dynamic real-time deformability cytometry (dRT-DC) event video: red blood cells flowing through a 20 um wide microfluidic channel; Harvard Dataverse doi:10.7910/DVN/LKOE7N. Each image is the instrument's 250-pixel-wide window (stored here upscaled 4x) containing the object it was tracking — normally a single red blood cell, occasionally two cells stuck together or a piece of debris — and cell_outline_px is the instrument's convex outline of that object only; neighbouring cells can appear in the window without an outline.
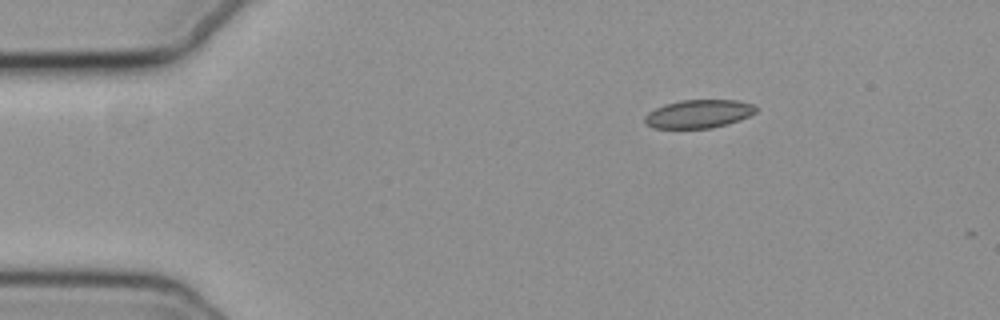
{"species": "common noctule bat (a hibernating species)", "species_latin": "Nyctalus noctula", "temperature_condition": "cold", "stored_images_in_passage": 7, "camera_frame_rate_fps": 3000, "um_per_image_px": 0.085, "animal": {"sex": "female", "body_mass_g": 19.3, "forearm_length_mm": 54.1}, "frame": {"image": 1, "passage_image": 1, "time_ms": 0.0, "image_size_px": [1000, 320], "cell_outline_px": [[756, 112], [740, 120], [712, 128], [652, 128], [644, 124], [644, 116], [648, 112], [664, 104], [680, 100], [736, 100], [752, 104], [756, 108]], "centroid_in_image_um": [59.33, 9.68], "position_along_channel_um": 25.7, "area_um2": 18.38}}